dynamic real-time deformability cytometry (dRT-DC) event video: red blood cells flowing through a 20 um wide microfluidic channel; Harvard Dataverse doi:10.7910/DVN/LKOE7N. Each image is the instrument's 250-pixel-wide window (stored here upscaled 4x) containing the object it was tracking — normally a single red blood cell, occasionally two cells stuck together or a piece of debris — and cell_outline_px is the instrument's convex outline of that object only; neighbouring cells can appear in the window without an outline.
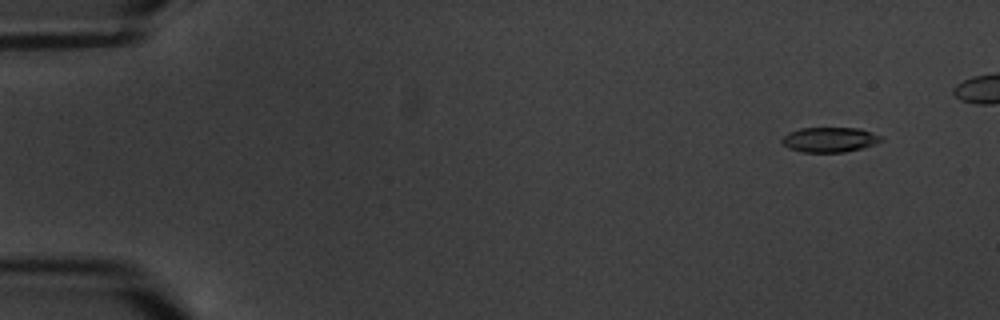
{"species": "common noctule bat (a hibernating species)", "species_latin": "Nyctalus noctula", "temperature_condition": "warm", "stored_images_in_passage": 6, "camera_frame_rate_fps": 3000, "um_per_image_px": 0.085, "animal": {"sex": "male", "body_mass_g": 20.1, "forearm_length_mm": 53.5}, "frame": {"image": 1, "passage_image": 1, "time_ms": 0.0, "image_size_px": [1000, 320], "cell_outline_px": [[884, 140], [876, 144], [864, 148], [844, 152], [800, 152], [788, 148], [780, 140], [788, 132], [800, 128], [860, 128], [884, 136]], "centroid_in_image_um": [70.56, 11.87], "position_along_channel_um": 14.4, "area_um2": 14.68}}